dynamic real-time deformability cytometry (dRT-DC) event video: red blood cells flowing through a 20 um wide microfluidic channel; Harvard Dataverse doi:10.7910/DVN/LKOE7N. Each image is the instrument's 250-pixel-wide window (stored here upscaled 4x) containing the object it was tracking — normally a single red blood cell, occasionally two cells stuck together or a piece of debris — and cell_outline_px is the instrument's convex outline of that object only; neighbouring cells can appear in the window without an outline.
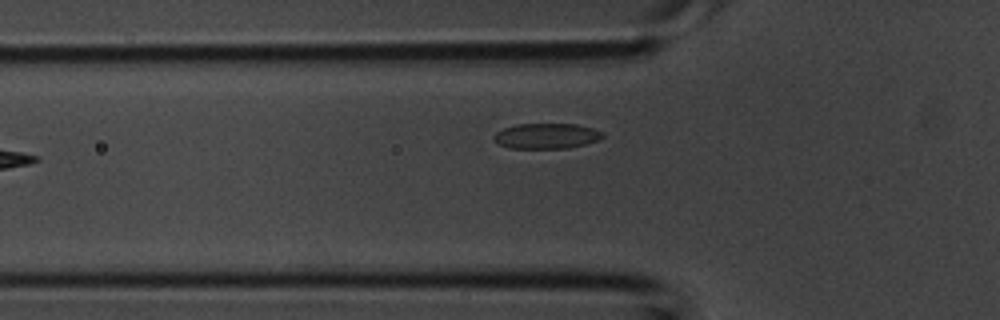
{"species": "common noctule bat (a hibernating species)", "species_latin": "Nyctalus noctula", "temperature_condition": "room temperature", "stored_images_in_passage": 5, "camera_frame_rate_fps": 3000, "um_per_image_px": 0.085, "animal": {"sex": "male", "body_mass_g": 20.1, "forearm_length_mm": 53.5}, "frame": {"image": 1, "passage_image": 5, "time_ms": 1.333, "image_size_px": [1000, 320], "cell_outline_px": [[604, 136], [600, 140], [568, 148], [512, 148], [500, 144], [492, 140], [492, 136], [496, 132], [504, 128], [516, 124], [576, 124], [592, 128], [604, 132]], "centroid_in_image_um": [46.45, 11.55], "position_along_channel_um": 79.3, "area_um2": 16.13}}